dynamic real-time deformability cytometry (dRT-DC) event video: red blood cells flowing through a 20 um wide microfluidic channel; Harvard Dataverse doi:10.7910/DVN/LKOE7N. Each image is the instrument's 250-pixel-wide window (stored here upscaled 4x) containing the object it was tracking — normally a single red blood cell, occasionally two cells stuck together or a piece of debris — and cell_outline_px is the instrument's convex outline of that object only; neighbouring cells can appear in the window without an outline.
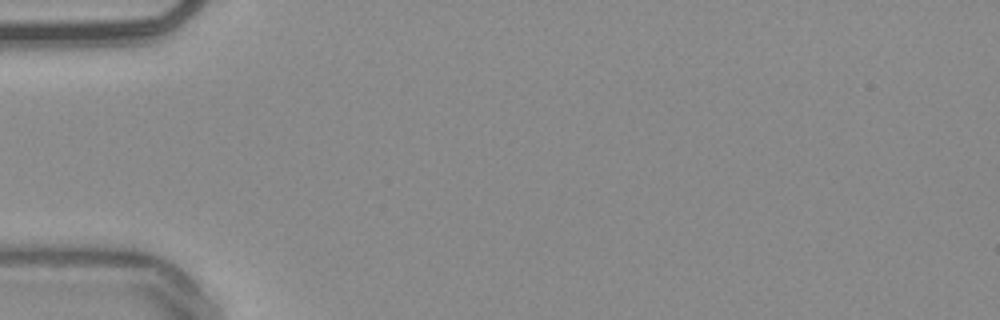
{"species": "common noctule bat (a hibernating species)", "species_latin": "Nyctalus noctula", "temperature_condition": "warm", "stored_images_in_passage": 5, "camera_frame_rate_fps": 3000, "um_per_image_px": 0.085, "animal": {"sex": "male", "body_mass_g": 20.4}, "frame": {"image": 1, "passage_image": 1, "time_ms": 0.0, "image_size_px": [1000, 320], "cell_outline_px": [[168, 272], [48, 264], [40, 260], [52, 244], [120, 244], [164, 268]], "centroid_in_image_um": [8.39, 21.85], "position_along_channel_um": 76.6, "area_um2": 16.59}}